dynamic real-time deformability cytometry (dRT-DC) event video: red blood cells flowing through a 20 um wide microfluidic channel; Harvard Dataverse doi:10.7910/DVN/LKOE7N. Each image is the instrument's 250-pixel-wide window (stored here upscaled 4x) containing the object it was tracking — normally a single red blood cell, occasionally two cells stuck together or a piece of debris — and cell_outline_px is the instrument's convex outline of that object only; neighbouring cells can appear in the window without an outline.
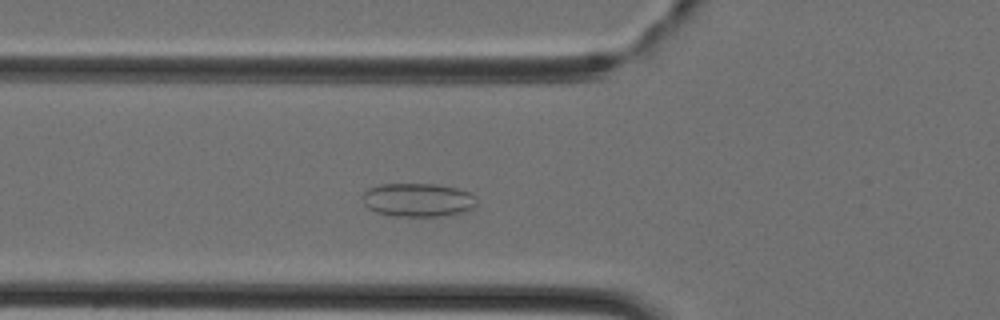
{"species": "Egyptian fruit bat (a non-hibernating species)", "species_latin": "Rousettus aegyptiacus", "temperature_condition": "cold", "stored_images_in_passage": 43, "camera_frame_rate_fps": 3000, "um_per_image_px": 0.085, "animal": {"sex": "female"}, "frame": {"image": 1, "passage_image": 14, "time_ms": 4.333, "image_size_px": [1000, 320], "cell_outline_px": [[476, 204], [472, 208], [464, 212], [440, 216], [392, 216], [376, 212], [368, 208], [364, 204], [364, 192], [368, 188], [380, 184], [436, 184], [456, 188], [468, 192], [476, 196]], "centroid_in_image_um": [35.52, 16.99], "position_along_channel_um": 90.3, "area_um2": 22.31}}
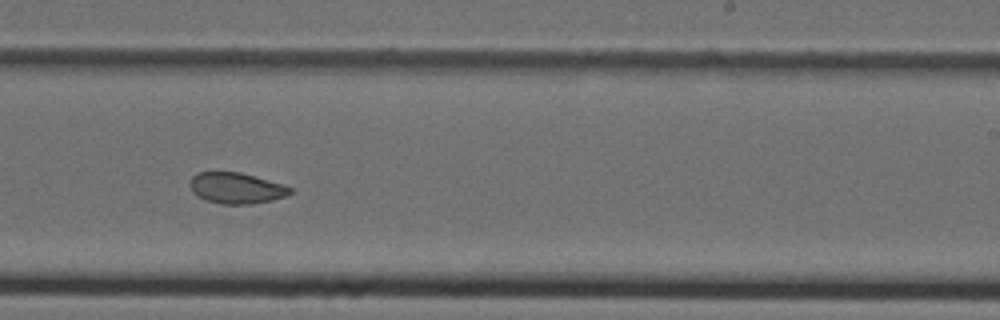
{"frame": {"image": 2, "passage_image": 26, "time_ms": 8.333, "image_size_px": [1000, 320], "cell_outline_px": [[292, 192], [288, 196], [272, 200], [252, 204], [220, 204], [208, 200], [192, 192], [188, 184], [192, 176], [196, 172], [240, 172], [284, 184], [292, 188]], "centroid_in_image_um": [20.1, 15.98], "position_along_channel_um": 268.9, "area_um2": 18.21}}
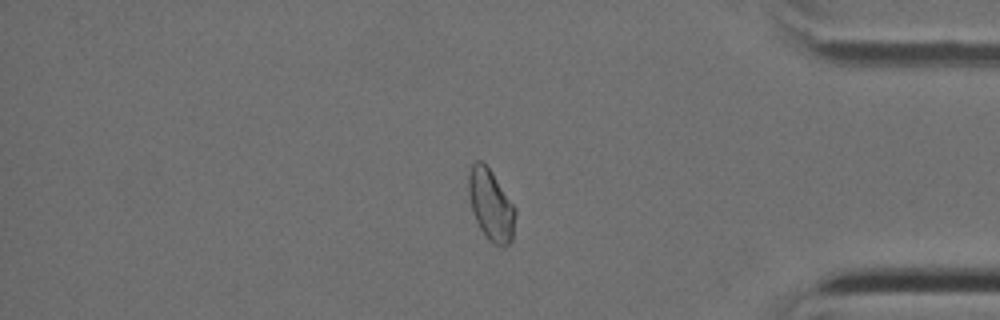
{"frame": {"image": 3, "passage_image": 36, "time_ms": 11.667, "image_size_px": [1000, 320], "cell_outline_px": [[516, 216], [512, 240], [504, 248], [492, 244], [488, 240], [480, 228], [472, 212], [468, 192], [468, 176], [472, 164], [476, 160], [480, 160], [492, 172], [516, 208]], "centroid_in_image_um": [41.73, 17.46], "position_along_channel_um": 393.5, "area_um2": 19.54}}